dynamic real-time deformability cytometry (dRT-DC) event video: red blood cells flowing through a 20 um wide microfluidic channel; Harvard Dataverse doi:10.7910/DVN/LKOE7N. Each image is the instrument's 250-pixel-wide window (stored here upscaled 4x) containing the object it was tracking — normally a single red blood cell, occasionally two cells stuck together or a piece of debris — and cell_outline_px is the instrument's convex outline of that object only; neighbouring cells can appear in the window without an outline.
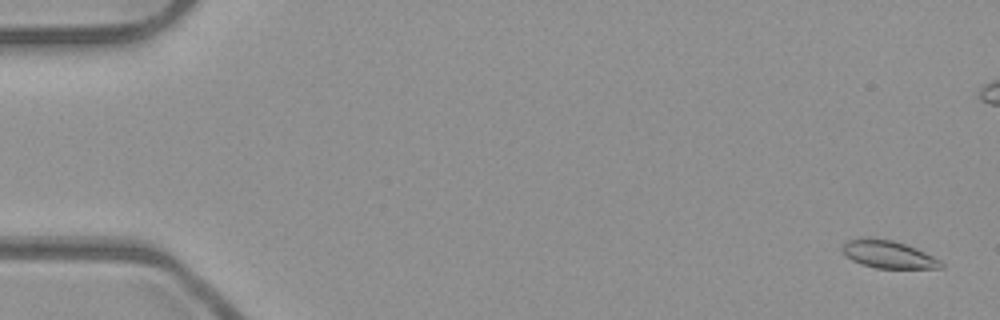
{"species": "common noctule bat (a hibernating species)", "species_latin": "Nyctalus noctula", "temperature_condition": "room temperature", "stored_images_in_passage": 54, "camera_frame_rate_fps": 3000, "um_per_image_px": 0.085, "animal": {"sex": "male", "body_mass_g": 23.1, "forearm_length_mm": 52.7}, "frame": {"image": 1, "passage_image": 2, "time_ms": 0.333, "image_size_px": [1000, 320], "cell_outline_px": [[944, 268], [876, 268], [860, 264], [852, 260], [840, 248], [844, 240], [892, 240], [916, 248], [940, 260], [944, 264]], "centroid_in_image_um": [75.53, 21.66], "position_along_channel_um": 9.5, "area_um2": 15.37}}
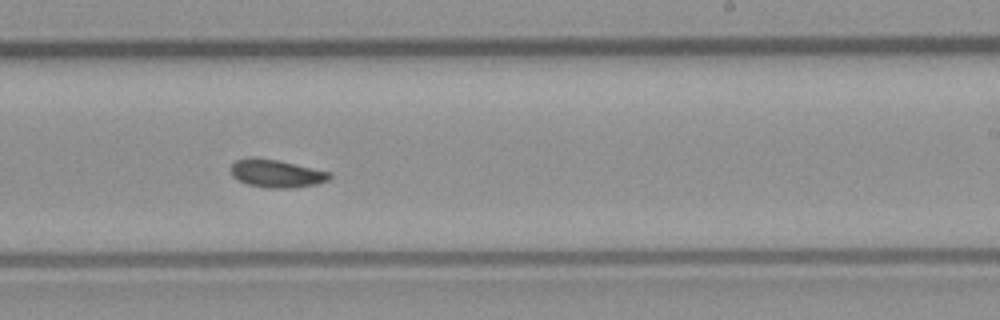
{"frame": {"image": 2, "passage_image": 33, "time_ms": 10.667, "image_size_px": [1000, 320], "cell_outline_px": [[332, 176], [328, 180], [316, 184], [292, 188], [268, 188], [248, 184], [236, 180], [232, 176], [232, 164], [236, 160], [248, 156], [256, 156], [280, 160], [332, 172]], "centroid_in_image_um": [23.5, 14.72], "position_along_channel_um": 265.5, "area_um2": 16.42}}
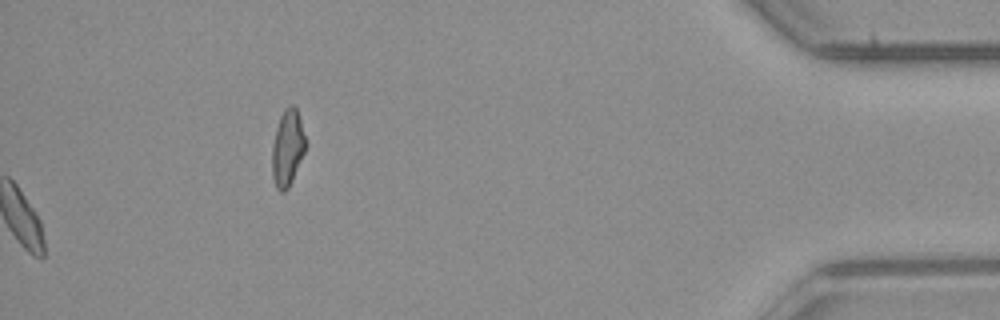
{"frame": {"image": 3, "passage_image": 54, "time_ms": 17.667, "image_size_px": [1000, 320], "cell_outline_px": [[304, 152], [292, 180], [288, 188], [284, 192], [280, 192], [276, 188], [272, 176], [272, 144], [276, 128], [280, 116], [284, 108], [288, 104], [292, 104], [296, 108], [300, 120], [304, 136]], "centroid_in_image_um": [24.4, 12.57], "position_along_channel_um": 410.8, "area_um2": 14.68}, "authors_computed_cell_mechanics": {"area_um2": 15.9528, "velocity_mm_per_s": 3.9306, "shape_relaxation_time_tau1_ms": 4.9111, "shape_relaxation_time_tau2_ms": 3.1983, "deformation_change_tau1": 0.0929, "deformation_change_tau2": 0.0741}}